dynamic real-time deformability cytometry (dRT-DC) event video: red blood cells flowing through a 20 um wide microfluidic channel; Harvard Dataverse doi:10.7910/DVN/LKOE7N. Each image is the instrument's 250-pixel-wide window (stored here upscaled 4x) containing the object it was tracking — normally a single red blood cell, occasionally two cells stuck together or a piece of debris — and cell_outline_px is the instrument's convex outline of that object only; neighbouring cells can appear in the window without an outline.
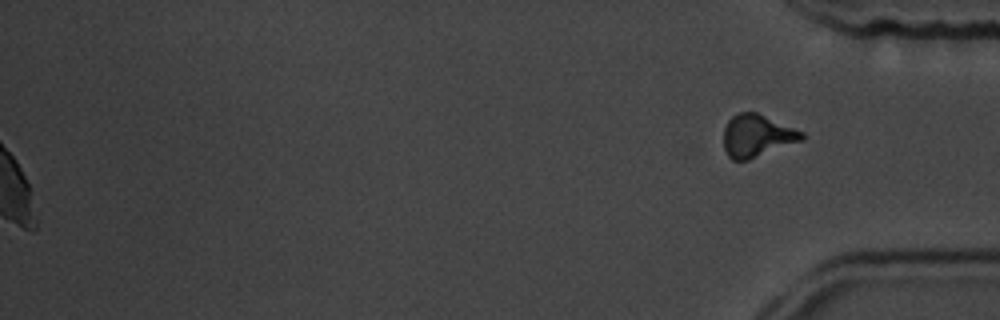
{"species": "common noctule bat (a hibernating species)", "species_latin": "Nyctalus noctula", "temperature_condition": "room temperature", "stored_images_in_passage": 57, "segment_of_instrument_passage": [2, 2], "camera_frame_rate_fps": 3000, "um_per_image_px": 0.085, "animal": {"sex": "male", "body_mass_g": 19.5, "forearm_length_mm": 54.6}, "frame": {"image": 1, "passage_image": 57, "time_ms": 18.667, "image_size_px": [1000, 320], "cell_outline_px": [[808, 136], [804, 140], [748, 160], [732, 160], [728, 156], [724, 148], [724, 128], [728, 120], [732, 116], [740, 112], [756, 112], [804, 132]], "centroid_in_image_um": [64.37, 11.54], "position_along_channel_um": 370.8, "area_um2": 19.42}}